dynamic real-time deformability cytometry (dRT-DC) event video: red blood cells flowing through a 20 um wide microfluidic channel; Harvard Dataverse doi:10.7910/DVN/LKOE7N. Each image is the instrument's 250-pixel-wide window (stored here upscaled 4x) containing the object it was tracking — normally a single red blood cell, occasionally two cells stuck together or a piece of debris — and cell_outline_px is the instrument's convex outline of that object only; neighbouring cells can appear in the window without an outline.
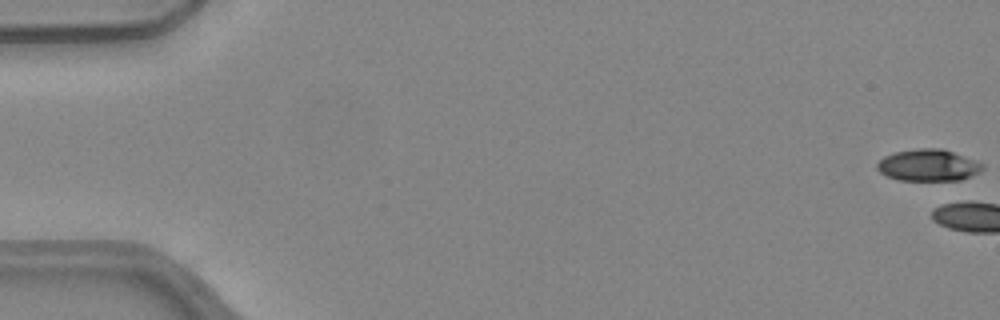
{"species": "common noctule bat (a hibernating species)", "species_latin": "Nyctalus noctula", "temperature_condition": "warm", "stored_images_in_passage": 4, "camera_frame_rate_fps": 3000, "um_per_image_px": 0.085, "animal": {"sex": "female", "body_mass_g": 24.6, "forearm_length_mm": 56.2}, "frame": {"image": 1, "passage_image": 1, "time_ms": 0.0, "image_size_px": [1000, 320], "cell_outline_px": [[984, 168], [980, 172], [960, 180], [896, 180], [880, 172], [876, 168], [876, 164], [884, 156], [896, 152], [920, 148], [940, 148], [976, 160], [984, 164]], "centroid_in_image_um": [78.91, 14.05], "position_along_channel_um": 6.1, "area_um2": 19.42}}